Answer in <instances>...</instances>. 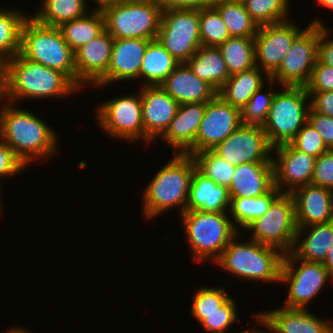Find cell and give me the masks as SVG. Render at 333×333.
Here are the masks:
<instances>
[{"label": "cell", "instance_id": "6da1fadb", "mask_svg": "<svg viewBox=\"0 0 333 333\" xmlns=\"http://www.w3.org/2000/svg\"><path fill=\"white\" fill-rule=\"evenodd\" d=\"M54 131L30 110L16 109L11 103L0 107V137L26 167L35 159L58 153Z\"/></svg>", "mask_w": 333, "mask_h": 333}, {"label": "cell", "instance_id": "7a4b0ae2", "mask_svg": "<svg viewBox=\"0 0 333 333\" xmlns=\"http://www.w3.org/2000/svg\"><path fill=\"white\" fill-rule=\"evenodd\" d=\"M79 88L62 72L29 61L19 53L5 63V94L3 101L50 99L70 96Z\"/></svg>", "mask_w": 333, "mask_h": 333}, {"label": "cell", "instance_id": "3957f363", "mask_svg": "<svg viewBox=\"0 0 333 333\" xmlns=\"http://www.w3.org/2000/svg\"><path fill=\"white\" fill-rule=\"evenodd\" d=\"M195 169V161L191 155L174 153L172 159L158 170L144 188L142 209L145 218H156L175 207L180 208V215L183 214Z\"/></svg>", "mask_w": 333, "mask_h": 333}, {"label": "cell", "instance_id": "277c9868", "mask_svg": "<svg viewBox=\"0 0 333 333\" xmlns=\"http://www.w3.org/2000/svg\"><path fill=\"white\" fill-rule=\"evenodd\" d=\"M19 54L62 72L76 85L75 54L59 27L42 25L29 14L21 28Z\"/></svg>", "mask_w": 333, "mask_h": 333}, {"label": "cell", "instance_id": "5b68a950", "mask_svg": "<svg viewBox=\"0 0 333 333\" xmlns=\"http://www.w3.org/2000/svg\"><path fill=\"white\" fill-rule=\"evenodd\" d=\"M239 232L215 262L230 274L252 281L279 283L284 254L273 247L249 240L237 243Z\"/></svg>", "mask_w": 333, "mask_h": 333}, {"label": "cell", "instance_id": "8992f818", "mask_svg": "<svg viewBox=\"0 0 333 333\" xmlns=\"http://www.w3.org/2000/svg\"><path fill=\"white\" fill-rule=\"evenodd\" d=\"M227 213L196 210L185 211L180 215L194 261L207 262L210 259L214 264L239 233Z\"/></svg>", "mask_w": 333, "mask_h": 333}, {"label": "cell", "instance_id": "52a82bcc", "mask_svg": "<svg viewBox=\"0 0 333 333\" xmlns=\"http://www.w3.org/2000/svg\"><path fill=\"white\" fill-rule=\"evenodd\" d=\"M105 30L115 39H156L162 8L153 0H123L100 9Z\"/></svg>", "mask_w": 333, "mask_h": 333}, {"label": "cell", "instance_id": "ba28073f", "mask_svg": "<svg viewBox=\"0 0 333 333\" xmlns=\"http://www.w3.org/2000/svg\"><path fill=\"white\" fill-rule=\"evenodd\" d=\"M280 91H276L267 118L262 125L273 148L288 144L295 138L308 121L310 109L308 102L310 98L306 87L282 86Z\"/></svg>", "mask_w": 333, "mask_h": 333}, {"label": "cell", "instance_id": "9c48e42d", "mask_svg": "<svg viewBox=\"0 0 333 333\" xmlns=\"http://www.w3.org/2000/svg\"><path fill=\"white\" fill-rule=\"evenodd\" d=\"M245 230H253L251 240L276 248L283 254L290 253L297 233L293 196L281 193L271 203L268 211L250 223Z\"/></svg>", "mask_w": 333, "mask_h": 333}, {"label": "cell", "instance_id": "30bf717a", "mask_svg": "<svg viewBox=\"0 0 333 333\" xmlns=\"http://www.w3.org/2000/svg\"><path fill=\"white\" fill-rule=\"evenodd\" d=\"M329 281L333 283V277L323 263L301 260L292 252L284 254L280 283L289 287L284 307L307 309Z\"/></svg>", "mask_w": 333, "mask_h": 333}, {"label": "cell", "instance_id": "8fae6325", "mask_svg": "<svg viewBox=\"0 0 333 333\" xmlns=\"http://www.w3.org/2000/svg\"><path fill=\"white\" fill-rule=\"evenodd\" d=\"M200 10L171 8L162 11L157 40L180 63L202 46Z\"/></svg>", "mask_w": 333, "mask_h": 333}, {"label": "cell", "instance_id": "7c38bea8", "mask_svg": "<svg viewBox=\"0 0 333 333\" xmlns=\"http://www.w3.org/2000/svg\"><path fill=\"white\" fill-rule=\"evenodd\" d=\"M319 25L312 21L294 39L279 68L269 77L279 86H306L311 78L318 55ZM279 82V83H278Z\"/></svg>", "mask_w": 333, "mask_h": 333}, {"label": "cell", "instance_id": "4fadbf2b", "mask_svg": "<svg viewBox=\"0 0 333 333\" xmlns=\"http://www.w3.org/2000/svg\"><path fill=\"white\" fill-rule=\"evenodd\" d=\"M96 111L97 125L107 132L109 137L134 143L138 139L145 142L140 90L138 94H123L111 98L100 104Z\"/></svg>", "mask_w": 333, "mask_h": 333}, {"label": "cell", "instance_id": "5bb4252c", "mask_svg": "<svg viewBox=\"0 0 333 333\" xmlns=\"http://www.w3.org/2000/svg\"><path fill=\"white\" fill-rule=\"evenodd\" d=\"M289 20L259 26L254 37L255 65L264 71L266 81L279 68L294 39L303 31Z\"/></svg>", "mask_w": 333, "mask_h": 333}, {"label": "cell", "instance_id": "9a60e30c", "mask_svg": "<svg viewBox=\"0 0 333 333\" xmlns=\"http://www.w3.org/2000/svg\"><path fill=\"white\" fill-rule=\"evenodd\" d=\"M231 165L272 162L273 147L260 125L241 124L224 141L212 149Z\"/></svg>", "mask_w": 333, "mask_h": 333}, {"label": "cell", "instance_id": "2e32d148", "mask_svg": "<svg viewBox=\"0 0 333 333\" xmlns=\"http://www.w3.org/2000/svg\"><path fill=\"white\" fill-rule=\"evenodd\" d=\"M241 124V110L231 106L217 94L212 100L206 102L195 143L185 154L212 150Z\"/></svg>", "mask_w": 333, "mask_h": 333}, {"label": "cell", "instance_id": "e0dca14e", "mask_svg": "<svg viewBox=\"0 0 333 333\" xmlns=\"http://www.w3.org/2000/svg\"><path fill=\"white\" fill-rule=\"evenodd\" d=\"M274 186L281 193L291 194L295 189L311 184L316 157L295 149L290 143L273 148ZM285 187V189H283Z\"/></svg>", "mask_w": 333, "mask_h": 333}, {"label": "cell", "instance_id": "ac0fdd59", "mask_svg": "<svg viewBox=\"0 0 333 333\" xmlns=\"http://www.w3.org/2000/svg\"><path fill=\"white\" fill-rule=\"evenodd\" d=\"M114 38L104 30L100 35L80 47L75 54L76 86L83 89L95 85L107 74ZM88 84V85H87ZM83 86V87H82Z\"/></svg>", "mask_w": 333, "mask_h": 333}, {"label": "cell", "instance_id": "d6986e66", "mask_svg": "<svg viewBox=\"0 0 333 333\" xmlns=\"http://www.w3.org/2000/svg\"><path fill=\"white\" fill-rule=\"evenodd\" d=\"M140 93L145 142L149 144L165 133L179 104L160 86H141Z\"/></svg>", "mask_w": 333, "mask_h": 333}, {"label": "cell", "instance_id": "ffe728a7", "mask_svg": "<svg viewBox=\"0 0 333 333\" xmlns=\"http://www.w3.org/2000/svg\"><path fill=\"white\" fill-rule=\"evenodd\" d=\"M153 39H115L107 74L95 85L102 87L113 82L140 78V68L148 43Z\"/></svg>", "mask_w": 333, "mask_h": 333}, {"label": "cell", "instance_id": "44dd1931", "mask_svg": "<svg viewBox=\"0 0 333 333\" xmlns=\"http://www.w3.org/2000/svg\"><path fill=\"white\" fill-rule=\"evenodd\" d=\"M291 195L295 204L297 227L333 221V191L314 184L295 189Z\"/></svg>", "mask_w": 333, "mask_h": 333}, {"label": "cell", "instance_id": "7402d4cb", "mask_svg": "<svg viewBox=\"0 0 333 333\" xmlns=\"http://www.w3.org/2000/svg\"><path fill=\"white\" fill-rule=\"evenodd\" d=\"M205 109L206 103H184L178 106L175 117L160 137L173 147V153L185 154L194 145Z\"/></svg>", "mask_w": 333, "mask_h": 333}, {"label": "cell", "instance_id": "603a6c76", "mask_svg": "<svg viewBox=\"0 0 333 333\" xmlns=\"http://www.w3.org/2000/svg\"><path fill=\"white\" fill-rule=\"evenodd\" d=\"M309 309L277 307L260 312L272 333H331L332 320L317 317Z\"/></svg>", "mask_w": 333, "mask_h": 333}, {"label": "cell", "instance_id": "cb8c5ba5", "mask_svg": "<svg viewBox=\"0 0 333 333\" xmlns=\"http://www.w3.org/2000/svg\"><path fill=\"white\" fill-rule=\"evenodd\" d=\"M179 105L206 103L217 91L206 81L198 78L186 63H180L160 85Z\"/></svg>", "mask_w": 333, "mask_h": 333}, {"label": "cell", "instance_id": "d4e9b609", "mask_svg": "<svg viewBox=\"0 0 333 333\" xmlns=\"http://www.w3.org/2000/svg\"><path fill=\"white\" fill-rule=\"evenodd\" d=\"M274 187L273 163L251 162L236 166L229 197H259Z\"/></svg>", "mask_w": 333, "mask_h": 333}, {"label": "cell", "instance_id": "484cf974", "mask_svg": "<svg viewBox=\"0 0 333 333\" xmlns=\"http://www.w3.org/2000/svg\"><path fill=\"white\" fill-rule=\"evenodd\" d=\"M230 197L228 189L217 185L195 169L189 190L186 211L229 212Z\"/></svg>", "mask_w": 333, "mask_h": 333}, {"label": "cell", "instance_id": "4316f807", "mask_svg": "<svg viewBox=\"0 0 333 333\" xmlns=\"http://www.w3.org/2000/svg\"><path fill=\"white\" fill-rule=\"evenodd\" d=\"M303 232H305V236ZM302 236H304V239ZM332 244L333 221L297 227L296 238L291 252L301 260L323 263Z\"/></svg>", "mask_w": 333, "mask_h": 333}, {"label": "cell", "instance_id": "83f0119b", "mask_svg": "<svg viewBox=\"0 0 333 333\" xmlns=\"http://www.w3.org/2000/svg\"><path fill=\"white\" fill-rule=\"evenodd\" d=\"M186 64L193 74L206 81L217 92L230 77L218 47L201 46Z\"/></svg>", "mask_w": 333, "mask_h": 333}, {"label": "cell", "instance_id": "f1b7e54d", "mask_svg": "<svg viewBox=\"0 0 333 333\" xmlns=\"http://www.w3.org/2000/svg\"><path fill=\"white\" fill-rule=\"evenodd\" d=\"M264 71L257 66L231 75L217 94L231 106L240 110L248 103L254 93L265 84Z\"/></svg>", "mask_w": 333, "mask_h": 333}, {"label": "cell", "instance_id": "f546056e", "mask_svg": "<svg viewBox=\"0 0 333 333\" xmlns=\"http://www.w3.org/2000/svg\"><path fill=\"white\" fill-rule=\"evenodd\" d=\"M180 64L157 40L148 43L140 68L141 86H160Z\"/></svg>", "mask_w": 333, "mask_h": 333}, {"label": "cell", "instance_id": "4dcf8cb0", "mask_svg": "<svg viewBox=\"0 0 333 333\" xmlns=\"http://www.w3.org/2000/svg\"><path fill=\"white\" fill-rule=\"evenodd\" d=\"M92 11L84 17L63 22L59 26L64 40L74 52L105 30L102 11L95 8Z\"/></svg>", "mask_w": 333, "mask_h": 333}, {"label": "cell", "instance_id": "1f68e13d", "mask_svg": "<svg viewBox=\"0 0 333 333\" xmlns=\"http://www.w3.org/2000/svg\"><path fill=\"white\" fill-rule=\"evenodd\" d=\"M212 6L219 12L230 37L256 36L259 26L250 17L242 1L217 0Z\"/></svg>", "mask_w": 333, "mask_h": 333}, {"label": "cell", "instance_id": "d6a6232c", "mask_svg": "<svg viewBox=\"0 0 333 333\" xmlns=\"http://www.w3.org/2000/svg\"><path fill=\"white\" fill-rule=\"evenodd\" d=\"M88 10L85 0H42L41 8L31 17L42 25L59 27L63 22L84 17Z\"/></svg>", "mask_w": 333, "mask_h": 333}, {"label": "cell", "instance_id": "836d02e7", "mask_svg": "<svg viewBox=\"0 0 333 333\" xmlns=\"http://www.w3.org/2000/svg\"><path fill=\"white\" fill-rule=\"evenodd\" d=\"M280 194L281 192L274 186L268 193L255 198L230 197L229 214L236 229L240 232V226L245 229L255 219L261 217Z\"/></svg>", "mask_w": 333, "mask_h": 333}, {"label": "cell", "instance_id": "e575fe53", "mask_svg": "<svg viewBox=\"0 0 333 333\" xmlns=\"http://www.w3.org/2000/svg\"><path fill=\"white\" fill-rule=\"evenodd\" d=\"M16 9H0V59L11 60L19 53L21 28L28 15Z\"/></svg>", "mask_w": 333, "mask_h": 333}, {"label": "cell", "instance_id": "d590c367", "mask_svg": "<svg viewBox=\"0 0 333 333\" xmlns=\"http://www.w3.org/2000/svg\"><path fill=\"white\" fill-rule=\"evenodd\" d=\"M218 48L230 76L256 66L254 38L230 37Z\"/></svg>", "mask_w": 333, "mask_h": 333}, {"label": "cell", "instance_id": "8d00e7d4", "mask_svg": "<svg viewBox=\"0 0 333 333\" xmlns=\"http://www.w3.org/2000/svg\"><path fill=\"white\" fill-rule=\"evenodd\" d=\"M191 156L201 174L212 179L217 185L227 189L230 187L236 166L231 165L213 150H203L192 153Z\"/></svg>", "mask_w": 333, "mask_h": 333}, {"label": "cell", "instance_id": "74e56055", "mask_svg": "<svg viewBox=\"0 0 333 333\" xmlns=\"http://www.w3.org/2000/svg\"><path fill=\"white\" fill-rule=\"evenodd\" d=\"M290 0H242L245 9L258 26L288 20Z\"/></svg>", "mask_w": 333, "mask_h": 333}, {"label": "cell", "instance_id": "f35d334b", "mask_svg": "<svg viewBox=\"0 0 333 333\" xmlns=\"http://www.w3.org/2000/svg\"><path fill=\"white\" fill-rule=\"evenodd\" d=\"M199 27L202 46L219 47L230 38L225 23L213 6L200 9Z\"/></svg>", "mask_w": 333, "mask_h": 333}, {"label": "cell", "instance_id": "ab89813d", "mask_svg": "<svg viewBox=\"0 0 333 333\" xmlns=\"http://www.w3.org/2000/svg\"><path fill=\"white\" fill-rule=\"evenodd\" d=\"M269 87H265L264 85L260 87L254 95L250 98L248 103L241 110V118L243 124H251V125H260L262 126L267 118L268 111L270 110L273 97L276 93L275 90L272 89L273 84H277L274 80L268 79ZM267 88L264 92L263 89Z\"/></svg>", "mask_w": 333, "mask_h": 333}, {"label": "cell", "instance_id": "60d3db41", "mask_svg": "<svg viewBox=\"0 0 333 333\" xmlns=\"http://www.w3.org/2000/svg\"><path fill=\"white\" fill-rule=\"evenodd\" d=\"M235 304L236 302L231 296L218 308L217 312H213L212 314H192V317L194 316L198 323L201 324L205 332L228 333L233 323L240 320L237 318L238 311Z\"/></svg>", "mask_w": 333, "mask_h": 333}, {"label": "cell", "instance_id": "b9f144b4", "mask_svg": "<svg viewBox=\"0 0 333 333\" xmlns=\"http://www.w3.org/2000/svg\"><path fill=\"white\" fill-rule=\"evenodd\" d=\"M225 287H201L194 292L191 314H212L217 312L231 296L227 294Z\"/></svg>", "mask_w": 333, "mask_h": 333}, {"label": "cell", "instance_id": "7bdbcfd3", "mask_svg": "<svg viewBox=\"0 0 333 333\" xmlns=\"http://www.w3.org/2000/svg\"><path fill=\"white\" fill-rule=\"evenodd\" d=\"M290 144L297 150L318 157L329 151L321 135L307 121Z\"/></svg>", "mask_w": 333, "mask_h": 333}, {"label": "cell", "instance_id": "ee69618b", "mask_svg": "<svg viewBox=\"0 0 333 333\" xmlns=\"http://www.w3.org/2000/svg\"><path fill=\"white\" fill-rule=\"evenodd\" d=\"M311 184L333 191V149L315 159Z\"/></svg>", "mask_w": 333, "mask_h": 333}, {"label": "cell", "instance_id": "f6af8a7d", "mask_svg": "<svg viewBox=\"0 0 333 333\" xmlns=\"http://www.w3.org/2000/svg\"><path fill=\"white\" fill-rule=\"evenodd\" d=\"M307 92L333 91V67L322 64L318 59L314 65Z\"/></svg>", "mask_w": 333, "mask_h": 333}, {"label": "cell", "instance_id": "bcb514c9", "mask_svg": "<svg viewBox=\"0 0 333 333\" xmlns=\"http://www.w3.org/2000/svg\"><path fill=\"white\" fill-rule=\"evenodd\" d=\"M25 168V164L0 137V180L2 177L4 179L7 176L16 175Z\"/></svg>", "mask_w": 333, "mask_h": 333}, {"label": "cell", "instance_id": "7dc6e473", "mask_svg": "<svg viewBox=\"0 0 333 333\" xmlns=\"http://www.w3.org/2000/svg\"><path fill=\"white\" fill-rule=\"evenodd\" d=\"M308 122L321 135L326 146L333 149V118L317 113L310 108Z\"/></svg>", "mask_w": 333, "mask_h": 333}, {"label": "cell", "instance_id": "c3c4849f", "mask_svg": "<svg viewBox=\"0 0 333 333\" xmlns=\"http://www.w3.org/2000/svg\"><path fill=\"white\" fill-rule=\"evenodd\" d=\"M329 29L319 25L318 55L317 59L327 66L333 67V37H329Z\"/></svg>", "mask_w": 333, "mask_h": 333}, {"label": "cell", "instance_id": "681fc988", "mask_svg": "<svg viewBox=\"0 0 333 333\" xmlns=\"http://www.w3.org/2000/svg\"><path fill=\"white\" fill-rule=\"evenodd\" d=\"M310 108L320 114L333 118V91L308 92Z\"/></svg>", "mask_w": 333, "mask_h": 333}, {"label": "cell", "instance_id": "f907efd6", "mask_svg": "<svg viewBox=\"0 0 333 333\" xmlns=\"http://www.w3.org/2000/svg\"><path fill=\"white\" fill-rule=\"evenodd\" d=\"M162 10L178 8V9H195L211 7L217 0H153Z\"/></svg>", "mask_w": 333, "mask_h": 333}, {"label": "cell", "instance_id": "816d5d0a", "mask_svg": "<svg viewBox=\"0 0 333 333\" xmlns=\"http://www.w3.org/2000/svg\"><path fill=\"white\" fill-rule=\"evenodd\" d=\"M254 317L252 318H256L259 322V324H262V326H265L264 328H267L268 331L270 333H272V330H271V327L267 321V319L260 313V312H256L255 315H253ZM269 332H264L263 330L261 331V329H255V328H252V329H249V330H243V331H237V332H233V333H269ZM232 333V332H230Z\"/></svg>", "mask_w": 333, "mask_h": 333}, {"label": "cell", "instance_id": "f5cc1de1", "mask_svg": "<svg viewBox=\"0 0 333 333\" xmlns=\"http://www.w3.org/2000/svg\"><path fill=\"white\" fill-rule=\"evenodd\" d=\"M5 94V62L0 59V101H3Z\"/></svg>", "mask_w": 333, "mask_h": 333}, {"label": "cell", "instance_id": "db71d44e", "mask_svg": "<svg viewBox=\"0 0 333 333\" xmlns=\"http://www.w3.org/2000/svg\"><path fill=\"white\" fill-rule=\"evenodd\" d=\"M324 267L327 269L329 274L333 277V244L331 245L330 249L328 250L327 257L323 262Z\"/></svg>", "mask_w": 333, "mask_h": 333}, {"label": "cell", "instance_id": "11a10c76", "mask_svg": "<svg viewBox=\"0 0 333 333\" xmlns=\"http://www.w3.org/2000/svg\"><path fill=\"white\" fill-rule=\"evenodd\" d=\"M123 0H94L92 2H95L97 7H95V9H101L102 7L111 4V3H117Z\"/></svg>", "mask_w": 333, "mask_h": 333}, {"label": "cell", "instance_id": "9f6ffc18", "mask_svg": "<svg viewBox=\"0 0 333 333\" xmlns=\"http://www.w3.org/2000/svg\"><path fill=\"white\" fill-rule=\"evenodd\" d=\"M318 5L323 6L326 9H329L330 11H333V0H315Z\"/></svg>", "mask_w": 333, "mask_h": 333}, {"label": "cell", "instance_id": "6f0895ef", "mask_svg": "<svg viewBox=\"0 0 333 333\" xmlns=\"http://www.w3.org/2000/svg\"><path fill=\"white\" fill-rule=\"evenodd\" d=\"M7 333H31V332H30V330L28 331V329H26V330L23 329L22 326L20 328L18 326V328L17 327L10 328V330H8Z\"/></svg>", "mask_w": 333, "mask_h": 333}, {"label": "cell", "instance_id": "680465c9", "mask_svg": "<svg viewBox=\"0 0 333 333\" xmlns=\"http://www.w3.org/2000/svg\"><path fill=\"white\" fill-rule=\"evenodd\" d=\"M1 212H2V206H1V200H0V215L2 214Z\"/></svg>", "mask_w": 333, "mask_h": 333}, {"label": "cell", "instance_id": "91938a15", "mask_svg": "<svg viewBox=\"0 0 333 333\" xmlns=\"http://www.w3.org/2000/svg\"><path fill=\"white\" fill-rule=\"evenodd\" d=\"M331 333H333V321L331 323Z\"/></svg>", "mask_w": 333, "mask_h": 333}]
</instances>
